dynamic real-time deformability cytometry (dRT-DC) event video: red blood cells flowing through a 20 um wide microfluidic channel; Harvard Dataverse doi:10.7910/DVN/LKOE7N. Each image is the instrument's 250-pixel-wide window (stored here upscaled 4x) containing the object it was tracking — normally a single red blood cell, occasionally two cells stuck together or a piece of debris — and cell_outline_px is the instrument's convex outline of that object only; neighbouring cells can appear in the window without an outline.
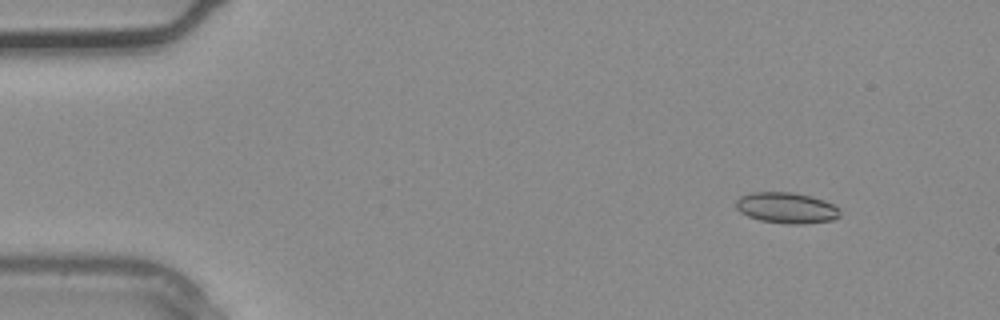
{"species": "common noctule bat (a hibernating species)", "species_latin": "Nyctalus noctula", "temperature_condition": "warm", "stored_images_in_passage": 4, "camera_frame_rate_fps": 3000, "um_per_image_px": 0.085, "animal": {"sex": "male", "body_mass_g": 20.4}, "frame": {"image": 1, "passage_image": 2, "time_ms": 0.333, "image_size_px": [1000, 320], "cell_outline_px": [[840, 216], [836, 220], [804, 224], [788, 224], [760, 220], [748, 216], [740, 212], [736, 208], [736, 200], [740, 196], [752, 192], [792, 192], [812, 196], [824, 200], [840, 208]], "centroid_in_image_um": [66.88, 17.67], "position_along_channel_um": 18.1, "area_um2": 18.96}}
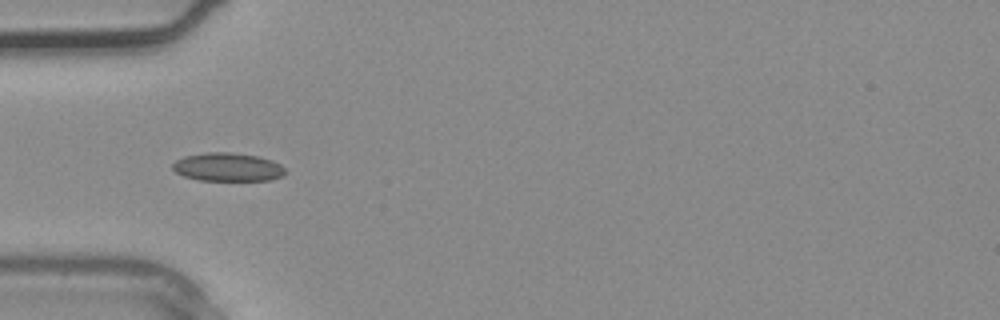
{"frame": {"image": 2, "passage_image": 4, "time_ms": 1.0, "image_size_px": [1000, 320], "cell_outline_px": [[288, 172], [284, 176], [272, 180], [200, 180], [184, 176], [176, 172], [172, 168], [172, 164], [176, 160], [184, 156], [204, 152], [232, 152], [256, 156], [272, 160], [280, 164]], "centroid_in_image_um": [19.38, 14.2], "position_along_channel_um": 65.6, "area_um2": 18.79}}